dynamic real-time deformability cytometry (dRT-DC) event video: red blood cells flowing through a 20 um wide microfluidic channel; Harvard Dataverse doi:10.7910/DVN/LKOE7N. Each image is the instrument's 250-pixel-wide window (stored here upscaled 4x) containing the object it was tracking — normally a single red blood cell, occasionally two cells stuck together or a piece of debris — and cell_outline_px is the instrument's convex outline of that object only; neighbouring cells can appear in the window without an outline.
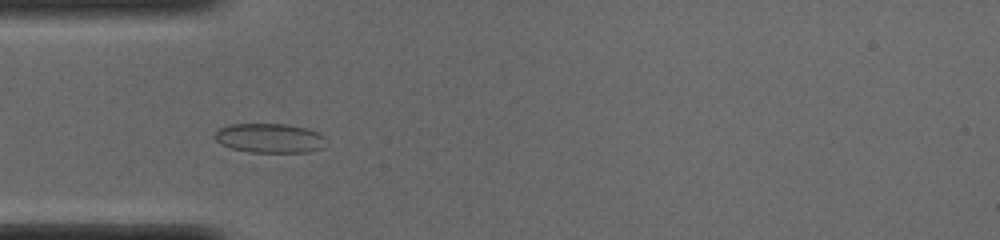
{"species": "common noctule bat (a hibernating species)", "species_latin": "Nyctalus noctula", "temperature_condition": "cold", "stored_images_in_passage": 43, "camera_frame_rate_fps": 3000, "um_per_image_px": 0.085, "animal": {"sex": "male", "body_mass_g": 19.0, "forearm_length_mm": 50.8}, "frame": {"image": 1, "passage_image": 7, "time_ms": 2.0, "image_size_px": [1000, 240], "cell_outline_px": [[324, 148], [308, 152], [248, 152], [232, 148], [220, 144], [212, 136], [220, 128], [228, 124], [288, 124], [308, 128], [320, 132], [324, 136]], "centroid_in_image_um": [22.93, 11.73], "position_along_channel_um": 62.1, "area_um2": 19.31}}
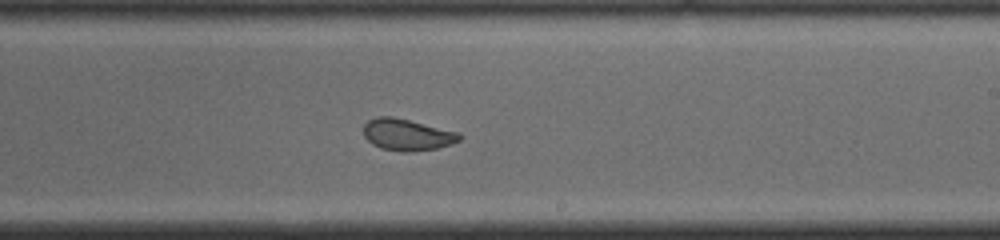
{"frame": {"image": 2, "passage_image": 22, "time_ms": 7.0, "image_size_px": [1000, 240], "cell_outline_px": [[464, 136], [460, 140], [452, 144], [436, 148], [408, 152], [400, 152], [380, 148], [372, 144], [364, 136], [364, 124], [368, 120], [376, 116], [392, 116], [460, 132]], "centroid_in_image_um": [34.62, 11.45], "position_along_channel_um": 254.4, "area_um2": 17.86}}
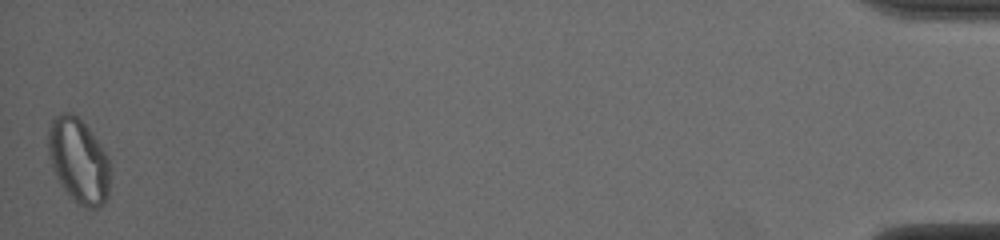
{"frame": {"image": 3, "passage_image": 43, "time_ms": 14.0, "image_size_px": [1000, 240], "cell_outline_px": [[108, 196], [104, 204], [100, 208], [84, 208], [72, 200], [60, 184], [52, 168], [48, 152], [48, 128], [52, 120], [56, 116], [64, 112], [72, 112], [92, 132], [108, 156]], "centroid_in_image_um": [6.66, 13.68], "position_along_channel_um": 428.5, "area_um2": 30.58}}